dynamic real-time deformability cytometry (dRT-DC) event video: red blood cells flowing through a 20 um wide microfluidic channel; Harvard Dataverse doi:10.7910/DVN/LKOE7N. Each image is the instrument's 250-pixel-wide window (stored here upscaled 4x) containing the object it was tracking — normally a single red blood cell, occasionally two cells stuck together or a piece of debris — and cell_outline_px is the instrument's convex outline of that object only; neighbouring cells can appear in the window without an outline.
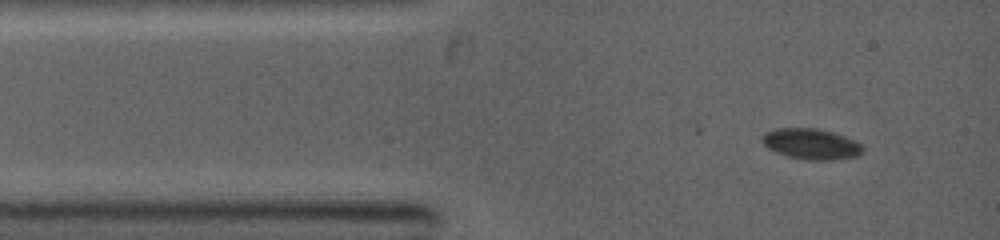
{"species": "common noctule bat (a hibernating species)", "species_latin": "Nyctalus noctula", "temperature_condition": "warm", "stored_images_in_passage": 4, "camera_frame_rate_fps": 5000, "um_per_image_px": 0.085, "animal": {"sex": "female", "body_mass_g": 19.0, "forearm_length_mm": 53.3}, "frame": {"image": 1, "passage_image": 1, "time_ms": 0.0, "image_size_px": [1000, 240], "cell_outline_px": [[864, 152], [856, 156], [832, 160], [808, 160], [788, 156], [776, 152], [768, 148], [760, 140], [760, 136], [764, 132], [776, 128], [816, 128], [832, 132], [856, 140], [864, 148]], "centroid_in_image_um": [68.93, 12.23], "position_along_channel_um": 16.1, "area_um2": 18.15}}
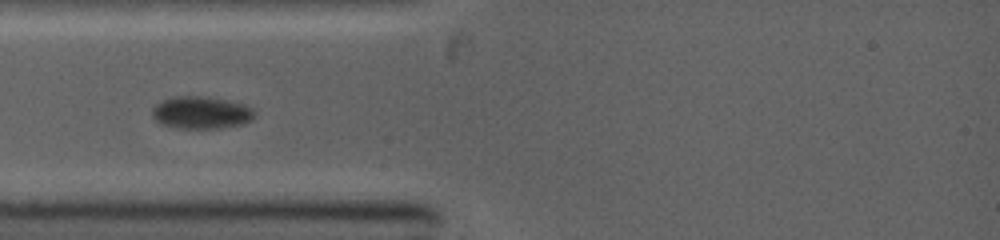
{"frame": {"image": 2, "passage_image": 3, "time_ms": 2.0, "image_size_px": [1000, 240], "cell_outline_px": [[256, 116], [252, 120], [244, 124], [220, 128], [176, 128], [160, 124], [152, 116], [152, 108], [156, 104], [164, 100], [176, 96], [200, 96], [224, 100], [244, 104], [252, 108]], "centroid_in_image_um": [17.11, 9.59], "position_along_channel_um": 67.9, "area_um2": 19.31}}